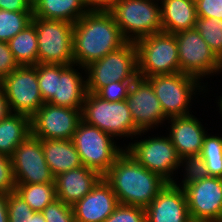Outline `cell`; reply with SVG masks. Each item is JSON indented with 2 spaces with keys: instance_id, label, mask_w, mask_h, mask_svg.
I'll return each instance as SVG.
<instances>
[{
  "instance_id": "obj_20",
  "label": "cell",
  "mask_w": 222,
  "mask_h": 222,
  "mask_svg": "<svg viewBox=\"0 0 222 222\" xmlns=\"http://www.w3.org/2000/svg\"><path fill=\"white\" fill-rule=\"evenodd\" d=\"M102 176L95 170L81 166L55 177L57 199L73 206L84 198Z\"/></svg>"
},
{
  "instance_id": "obj_12",
  "label": "cell",
  "mask_w": 222,
  "mask_h": 222,
  "mask_svg": "<svg viewBox=\"0 0 222 222\" xmlns=\"http://www.w3.org/2000/svg\"><path fill=\"white\" fill-rule=\"evenodd\" d=\"M124 149L146 169L173 183V172L180 167V157L168 136H149V139L129 143Z\"/></svg>"
},
{
  "instance_id": "obj_6",
  "label": "cell",
  "mask_w": 222,
  "mask_h": 222,
  "mask_svg": "<svg viewBox=\"0 0 222 222\" xmlns=\"http://www.w3.org/2000/svg\"><path fill=\"white\" fill-rule=\"evenodd\" d=\"M82 120L113 137L142 135L133 122L126 100L109 102L95 93L87 92L82 109Z\"/></svg>"
},
{
  "instance_id": "obj_27",
  "label": "cell",
  "mask_w": 222,
  "mask_h": 222,
  "mask_svg": "<svg viewBox=\"0 0 222 222\" xmlns=\"http://www.w3.org/2000/svg\"><path fill=\"white\" fill-rule=\"evenodd\" d=\"M15 192L34 212H42L57 199L55 183L16 184Z\"/></svg>"
},
{
  "instance_id": "obj_4",
  "label": "cell",
  "mask_w": 222,
  "mask_h": 222,
  "mask_svg": "<svg viewBox=\"0 0 222 222\" xmlns=\"http://www.w3.org/2000/svg\"><path fill=\"white\" fill-rule=\"evenodd\" d=\"M157 1L159 0H116L111 13L127 42H136L163 31L161 6H158Z\"/></svg>"
},
{
  "instance_id": "obj_21",
  "label": "cell",
  "mask_w": 222,
  "mask_h": 222,
  "mask_svg": "<svg viewBox=\"0 0 222 222\" xmlns=\"http://www.w3.org/2000/svg\"><path fill=\"white\" fill-rule=\"evenodd\" d=\"M75 66V64L69 65L60 74V77H57L56 95L49 102L50 104L67 108L83 109L87 94V83L80 75L81 73L74 68Z\"/></svg>"
},
{
  "instance_id": "obj_14",
  "label": "cell",
  "mask_w": 222,
  "mask_h": 222,
  "mask_svg": "<svg viewBox=\"0 0 222 222\" xmlns=\"http://www.w3.org/2000/svg\"><path fill=\"white\" fill-rule=\"evenodd\" d=\"M82 120V109L44 103L30 118L31 135L38 139H72Z\"/></svg>"
},
{
  "instance_id": "obj_25",
  "label": "cell",
  "mask_w": 222,
  "mask_h": 222,
  "mask_svg": "<svg viewBox=\"0 0 222 222\" xmlns=\"http://www.w3.org/2000/svg\"><path fill=\"white\" fill-rule=\"evenodd\" d=\"M31 134L30 117L10 113L0 121V153L11 156L18 145Z\"/></svg>"
},
{
  "instance_id": "obj_46",
  "label": "cell",
  "mask_w": 222,
  "mask_h": 222,
  "mask_svg": "<svg viewBox=\"0 0 222 222\" xmlns=\"http://www.w3.org/2000/svg\"><path fill=\"white\" fill-rule=\"evenodd\" d=\"M28 4L33 8L34 5L39 1V0H26Z\"/></svg>"
},
{
  "instance_id": "obj_43",
  "label": "cell",
  "mask_w": 222,
  "mask_h": 222,
  "mask_svg": "<svg viewBox=\"0 0 222 222\" xmlns=\"http://www.w3.org/2000/svg\"><path fill=\"white\" fill-rule=\"evenodd\" d=\"M7 202L8 194L0 193V222H9Z\"/></svg>"
},
{
  "instance_id": "obj_3",
  "label": "cell",
  "mask_w": 222,
  "mask_h": 222,
  "mask_svg": "<svg viewBox=\"0 0 222 222\" xmlns=\"http://www.w3.org/2000/svg\"><path fill=\"white\" fill-rule=\"evenodd\" d=\"M138 76L149 78L180 72L178 46L174 34L154 33L135 42Z\"/></svg>"
},
{
  "instance_id": "obj_47",
  "label": "cell",
  "mask_w": 222,
  "mask_h": 222,
  "mask_svg": "<svg viewBox=\"0 0 222 222\" xmlns=\"http://www.w3.org/2000/svg\"><path fill=\"white\" fill-rule=\"evenodd\" d=\"M218 106H219V108H220L219 110H220V112L222 114V97H220V99L218 100Z\"/></svg>"
},
{
  "instance_id": "obj_7",
  "label": "cell",
  "mask_w": 222,
  "mask_h": 222,
  "mask_svg": "<svg viewBox=\"0 0 222 222\" xmlns=\"http://www.w3.org/2000/svg\"><path fill=\"white\" fill-rule=\"evenodd\" d=\"M113 140V141H112ZM72 141L83 166L103 176L124 151L116 146L114 137L81 120Z\"/></svg>"
},
{
  "instance_id": "obj_5",
  "label": "cell",
  "mask_w": 222,
  "mask_h": 222,
  "mask_svg": "<svg viewBox=\"0 0 222 222\" xmlns=\"http://www.w3.org/2000/svg\"><path fill=\"white\" fill-rule=\"evenodd\" d=\"M85 72L89 93H96L114 81H135L139 77L135 42H126L119 49L91 62Z\"/></svg>"
},
{
  "instance_id": "obj_8",
  "label": "cell",
  "mask_w": 222,
  "mask_h": 222,
  "mask_svg": "<svg viewBox=\"0 0 222 222\" xmlns=\"http://www.w3.org/2000/svg\"><path fill=\"white\" fill-rule=\"evenodd\" d=\"M38 43V63L73 65L74 24L33 16Z\"/></svg>"
},
{
  "instance_id": "obj_28",
  "label": "cell",
  "mask_w": 222,
  "mask_h": 222,
  "mask_svg": "<svg viewBox=\"0 0 222 222\" xmlns=\"http://www.w3.org/2000/svg\"><path fill=\"white\" fill-rule=\"evenodd\" d=\"M33 11L12 12L0 9V41L8 42L32 23Z\"/></svg>"
},
{
  "instance_id": "obj_2",
  "label": "cell",
  "mask_w": 222,
  "mask_h": 222,
  "mask_svg": "<svg viewBox=\"0 0 222 222\" xmlns=\"http://www.w3.org/2000/svg\"><path fill=\"white\" fill-rule=\"evenodd\" d=\"M126 42L111 12H87L74 23V64L85 71L91 62L119 49Z\"/></svg>"
},
{
  "instance_id": "obj_15",
  "label": "cell",
  "mask_w": 222,
  "mask_h": 222,
  "mask_svg": "<svg viewBox=\"0 0 222 222\" xmlns=\"http://www.w3.org/2000/svg\"><path fill=\"white\" fill-rule=\"evenodd\" d=\"M126 102L136 128L143 134L169 119L164 114L152 85L146 79L138 77L133 81Z\"/></svg>"
},
{
  "instance_id": "obj_24",
  "label": "cell",
  "mask_w": 222,
  "mask_h": 222,
  "mask_svg": "<svg viewBox=\"0 0 222 222\" xmlns=\"http://www.w3.org/2000/svg\"><path fill=\"white\" fill-rule=\"evenodd\" d=\"M32 10L35 17L73 24L88 12L83 0H39Z\"/></svg>"
},
{
  "instance_id": "obj_35",
  "label": "cell",
  "mask_w": 222,
  "mask_h": 222,
  "mask_svg": "<svg viewBox=\"0 0 222 222\" xmlns=\"http://www.w3.org/2000/svg\"><path fill=\"white\" fill-rule=\"evenodd\" d=\"M7 211L9 222H26L34 211L14 191L8 194Z\"/></svg>"
},
{
  "instance_id": "obj_23",
  "label": "cell",
  "mask_w": 222,
  "mask_h": 222,
  "mask_svg": "<svg viewBox=\"0 0 222 222\" xmlns=\"http://www.w3.org/2000/svg\"><path fill=\"white\" fill-rule=\"evenodd\" d=\"M164 32L176 34L192 29L197 19L195 0H160Z\"/></svg>"
},
{
  "instance_id": "obj_38",
  "label": "cell",
  "mask_w": 222,
  "mask_h": 222,
  "mask_svg": "<svg viewBox=\"0 0 222 222\" xmlns=\"http://www.w3.org/2000/svg\"><path fill=\"white\" fill-rule=\"evenodd\" d=\"M197 18L222 20V0H195Z\"/></svg>"
},
{
  "instance_id": "obj_16",
  "label": "cell",
  "mask_w": 222,
  "mask_h": 222,
  "mask_svg": "<svg viewBox=\"0 0 222 222\" xmlns=\"http://www.w3.org/2000/svg\"><path fill=\"white\" fill-rule=\"evenodd\" d=\"M184 191L190 218L222 222V178L209 176Z\"/></svg>"
},
{
  "instance_id": "obj_1",
  "label": "cell",
  "mask_w": 222,
  "mask_h": 222,
  "mask_svg": "<svg viewBox=\"0 0 222 222\" xmlns=\"http://www.w3.org/2000/svg\"><path fill=\"white\" fill-rule=\"evenodd\" d=\"M120 204L147 208L168 183L124 150L102 176Z\"/></svg>"
},
{
  "instance_id": "obj_11",
  "label": "cell",
  "mask_w": 222,
  "mask_h": 222,
  "mask_svg": "<svg viewBox=\"0 0 222 222\" xmlns=\"http://www.w3.org/2000/svg\"><path fill=\"white\" fill-rule=\"evenodd\" d=\"M0 84L11 113L24 114L31 118L44 104L34 66H19L4 77Z\"/></svg>"
},
{
  "instance_id": "obj_17",
  "label": "cell",
  "mask_w": 222,
  "mask_h": 222,
  "mask_svg": "<svg viewBox=\"0 0 222 222\" xmlns=\"http://www.w3.org/2000/svg\"><path fill=\"white\" fill-rule=\"evenodd\" d=\"M146 222H187L190 219L184 189L167 183L145 208Z\"/></svg>"
},
{
  "instance_id": "obj_33",
  "label": "cell",
  "mask_w": 222,
  "mask_h": 222,
  "mask_svg": "<svg viewBox=\"0 0 222 222\" xmlns=\"http://www.w3.org/2000/svg\"><path fill=\"white\" fill-rule=\"evenodd\" d=\"M105 222H146L145 208L119 203Z\"/></svg>"
},
{
  "instance_id": "obj_29",
  "label": "cell",
  "mask_w": 222,
  "mask_h": 222,
  "mask_svg": "<svg viewBox=\"0 0 222 222\" xmlns=\"http://www.w3.org/2000/svg\"><path fill=\"white\" fill-rule=\"evenodd\" d=\"M69 65L63 64H41L34 67L37 69L38 86L44 103H49L56 95L57 77Z\"/></svg>"
},
{
  "instance_id": "obj_36",
  "label": "cell",
  "mask_w": 222,
  "mask_h": 222,
  "mask_svg": "<svg viewBox=\"0 0 222 222\" xmlns=\"http://www.w3.org/2000/svg\"><path fill=\"white\" fill-rule=\"evenodd\" d=\"M133 81H114L101 87L95 94L109 102L126 100Z\"/></svg>"
},
{
  "instance_id": "obj_37",
  "label": "cell",
  "mask_w": 222,
  "mask_h": 222,
  "mask_svg": "<svg viewBox=\"0 0 222 222\" xmlns=\"http://www.w3.org/2000/svg\"><path fill=\"white\" fill-rule=\"evenodd\" d=\"M15 187L11 158L0 153V193H12Z\"/></svg>"
},
{
  "instance_id": "obj_18",
  "label": "cell",
  "mask_w": 222,
  "mask_h": 222,
  "mask_svg": "<svg viewBox=\"0 0 222 222\" xmlns=\"http://www.w3.org/2000/svg\"><path fill=\"white\" fill-rule=\"evenodd\" d=\"M118 204L117 196L102 177L84 198L72 206L75 222H105Z\"/></svg>"
},
{
  "instance_id": "obj_19",
  "label": "cell",
  "mask_w": 222,
  "mask_h": 222,
  "mask_svg": "<svg viewBox=\"0 0 222 222\" xmlns=\"http://www.w3.org/2000/svg\"><path fill=\"white\" fill-rule=\"evenodd\" d=\"M168 121L171 122L168 137L179 157L200 155L207 135L201 122L194 115L171 117Z\"/></svg>"
},
{
  "instance_id": "obj_32",
  "label": "cell",
  "mask_w": 222,
  "mask_h": 222,
  "mask_svg": "<svg viewBox=\"0 0 222 222\" xmlns=\"http://www.w3.org/2000/svg\"><path fill=\"white\" fill-rule=\"evenodd\" d=\"M181 165L185 166L184 170L186 171L185 177L182 180V185L181 183L178 185L175 180L173 181V184L179 188L184 189L190 184H194L209 177L205 162L200 155L184 156L180 158V166Z\"/></svg>"
},
{
  "instance_id": "obj_31",
  "label": "cell",
  "mask_w": 222,
  "mask_h": 222,
  "mask_svg": "<svg viewBox=\"0 0 222 222\" xmlns=\"http://www.w3.org/2000/svg\"><path fill=\"white\" fill-rule=\"evenodd\" d=\"M194 28L222 61V20L217 18H197Z\"/></svg>"
},
{
  "instance_id": "obj_42",
  "label": "cell",
  "mask_w": 222,
  "mask_h": 222,
  "mask_svg": "<svg viewBox=\"0 0 222 222\" xmlns=\"http://www.w3.org/2000/svg\"><path fill=\"white\" fill-rule=\"evenodd\" d=\"M10 113L11 112L8 106V101L6 99L4 89L0 84V121L5 119Z\"/></svg>"
},
{
  "instance_id": "obj_13",
  "label": "cell",
  "mask_w": 222,
  "mask_h": 222,
  "mask_svg": "<svg viewBox=\"0 0 222 222\" xmlns=\"http://www.w3.org/2000/svg\"><path fill=\"white\" fill-rule=\"evenodd\" d=\"M16 184L55 183L44 157L41 139L31 134L10 156Z\"/></svg>"
},
{
  "instance_id": "obj_41",
  "label": "cell",
  "mask_w": 222,
  "mask_h": 222,
  "mask_svg": "<svg viewBox=\"0 0 222 222\" xmlns=\"http://www.w3.org/2000/svg\"><path fill=\"white\" fill-rule=\"evenodd\" d=\"M0 9L12 12L33 11L26 0H0Z\"/></svg>"
},
{
  "instance_id": "obj_30",
  "label": "cell",
  "mask_w": 222,
  "mask_h": 222,
  "mask_svg": "<svg viewBox=\"0 0 222 222\" xmlns=\"http://www.w3.org/2000/svg\"><path fill=\"white\" fill-rule=\"evenodd\" d=\"M200 156L209 176L222 178V137L206 135Z\"/></svg>"
},
{
  "instance_id": "obj_40",
  "label": "cell",
  "mask_w": 222,
  "mask_h": 222,
  "mask_svg": "<svg viewBox=\"0 0 222 222\" xmlns=\"http://www.w3.org/2000/svg\"><path fill=\"white\" fill-rule=\"evenodd\" d=\"M88 12H111L116 0H83Z\"/></svg>"
},
{
  "instance_id": "obj_34",
  "label": "cell",
  "mask_w": 222,
  "mask_h": 222,
  "mask_svg": "<svg viewBox=\"0 0 222 222\" xmlns=\"http://www.w3.org/2000/svg\"><path fill=\"white\" fill-rule=\"evenodd\" d=\"M46 222H75L72 206L56 199L41 212Z\"/></svg>"
},
{
  "instance_id": "obj_10",
  "label": "cell",
  "mask_w": 222,
  "mask_h": 222,
  "mask_svg": "<svg viewBox=\"0 0 222 222\" xmlns=\"http://www.w3.org/2000/svg\"><path fill=\"white\" fill-rule=\"evenodd\" d=\"M174 35L178 46L181 73L200 80L206 75H214L222 71V61L195 28Z\"/></svg>"
},
{
  "instance_id": "obj_45",
  "label": "cell",
  "mask_w": 222,
  "mask_h": 222,
  "mask_svg": "<svg viewBox=\"0 0 222 222\" xmlns=\"http://www.w3.org/2000/svg\"><path fill=\"white\" fill-rule=\"evenodd\" d=\"M187 222H215V221L190 218Z\"/></svg>"
},
{
  "instance_id": "obj_9",
  "label": "cell",
  "mask_w": 222,
  "mask_h": 222,
  "mask_svg": "<svg viewBox=\"0 0 222 222\" xmlns=\"http://www.w3.org/2000/svg\"><path fill=\"white\" fill-rule=\"evenodd\" d=\"M145 79L152 85L164 114L168 118L192 115L188 107L191 97L193 94L196 95L194 91L197 89L203 91L206 87L202 86L201 80L181 72Z\"/></svg>"
},
{
  "instance_id": "obj_39",
  "label": "cell",
  "mask_w": 222,
  "mask_h": 222,
  "mask_svg": "<svg viewBox=\"0 0 222 222\" xmlns=\"http://www.w3.org/2000/svg\"><path fill=\"white\" fill-rule=\"evenodd\" d=\"M18 67L8 43L0 41V81Z\"/></svg>"
},
{
  "instance_id": "obj_44",
  "label": "cell",
  "mask_w": 222,
  "mask_h": 222,
  "mask_svg": "<svg viewBox=\"0 0 222 222\" xmlns=\"http://www.w3.org/2000/svg\"><path fill=\"white\" fill-rule=\"evenodd\" d=\"M26 222H46V220L41 212H34Z\"/></svg>"
},
{
  "instance_id": "obj_26",
  "label": "cell",
  "mask_w": 222,
  "mask_h": 222,
  "mask_svg": "<svg viewBox=\"0 0 222 222\" xmlns=\"http://www.w3.org/2000/svg\"><path fill=\"white\" fill-rule=\"evenodd\" d=\"M7 43L19 66H35L38 64L37 32L33 23L29 24Z\"/></svg>"
},
{
  "instance_id": "obj_22",
  "label": "cell",
  "mask_w": 222,
  "mask_h": 222,
  "mask_svg": "<svg viewBox=\"0 0 222 222\" xmlns=\"http://www.w3.org/2000/svg\"><path fill=\"white\" fill-rule=\"evenodd\" d=\"M44 157L56 177L82 165L72 139H41Z\"/></svg>"
}]
</instances>
